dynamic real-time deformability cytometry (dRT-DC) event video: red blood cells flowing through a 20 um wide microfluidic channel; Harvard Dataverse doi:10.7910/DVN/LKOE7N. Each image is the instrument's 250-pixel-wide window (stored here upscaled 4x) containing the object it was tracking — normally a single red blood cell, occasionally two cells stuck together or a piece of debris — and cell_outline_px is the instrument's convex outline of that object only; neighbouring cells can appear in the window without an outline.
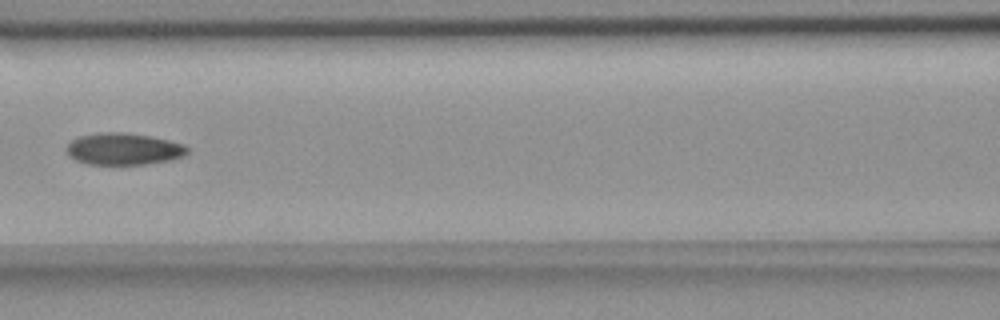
{"species": "common noctule bat (a hibernating species)", "species_latin": "Nyctalus noctula", "temperature_condition": "room temperature", "stored_images_in_passage": 8, "camera_frame_rate_fps": 3000, "um_per_image_px": 0.085, "animal": {"sex": "female", "body_mass_g": 18.4}, "frame": {"image": 1, "passage_image": 5, "time_ms": 4.667, "image_size_px": [1000, 320], "cell_outline_px": [[188, 152], [184, 156], [172, 160], [144, 164], [88, 164], [76, 160], [68, 156], [68, 144], [72, 140], [80, 136], [100, 132], [124, 132], [148, 136], [168, 140], [184, 144], [188, 148]], "centroid_in_image_um": [10.53, 12.66], "position_along_channel_um": 156.1, "area_um2": 22.31}}
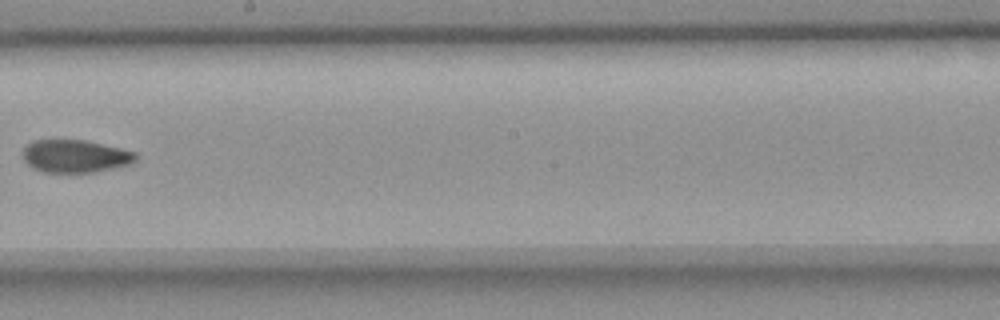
{"frame": {"image": 2, "passage_image": 7, "time_ms": 7.0, "image_size_px": [1000, 320], "cell_outline_px": [[136, 160], [132, 164], [96, 172], [44, 172], [32, 168], [24, 160], [24, 148], [28, 144], [36, 140], [84, 140], [120, 148], [136, 152]], "centroid_in_image_um": [6.42, 13.28], "position_along_channel_um": 241.8, "area_um2": 21.44}}
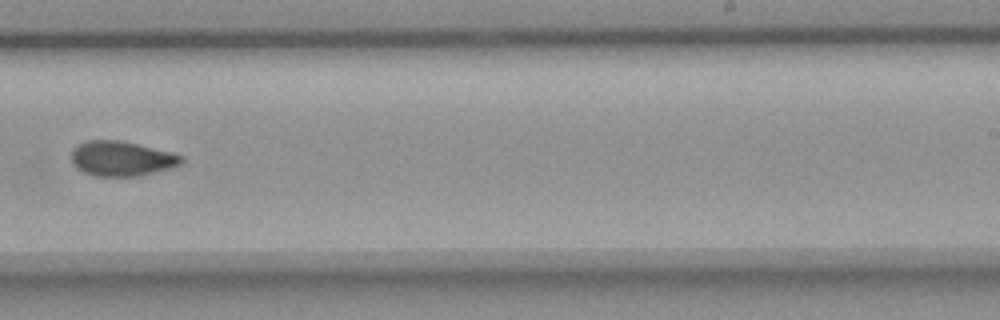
{"frame": {"image": 3, "passage_image": 8, "time_ms": 8.0, "image_size_px": [1000, 320], "cell_outline_px": [[184, 160], [180, 164], [172, 168], [140, 176], [96, 176], [84, 172], [76, 168], [72, 164], [72, 148], [76, 144], [88, 140], [120, 140], [172, 152], [184, 156]], "centroid_in_image_um": [10.34, 13.48], "position_along_channel_um": 278.7, "area_um2": 22.6}}